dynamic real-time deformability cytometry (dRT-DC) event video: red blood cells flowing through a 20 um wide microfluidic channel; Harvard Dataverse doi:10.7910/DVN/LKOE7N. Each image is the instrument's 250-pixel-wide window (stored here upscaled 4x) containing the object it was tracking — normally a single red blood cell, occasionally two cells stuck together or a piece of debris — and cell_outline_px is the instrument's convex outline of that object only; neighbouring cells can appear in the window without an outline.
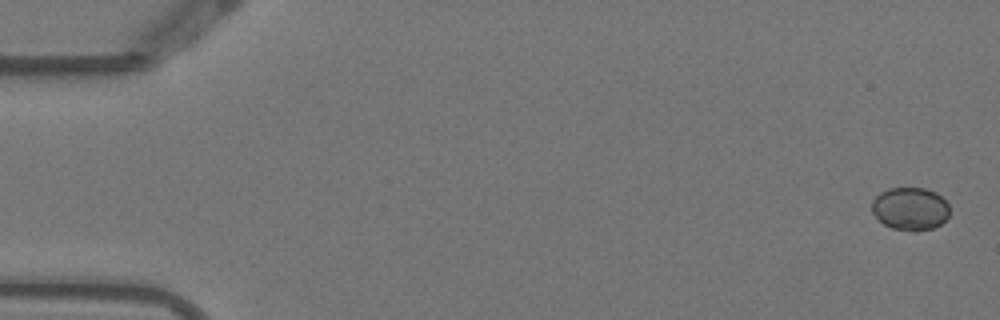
{"species": "Egyptian fruit bat (a non-hibernating species)", "species_latin": "Rousettus aegyptiacus", "temperature_condition": "warm", "stored_images_in_passage": 5, "camera_frame_rate_fps": 3000, "um_per_image_px": 0.085, "animal": {"sex": "female"}, "frame": {"image": 1, "passage_image": 1, "time_ms": 0.0, "image_size_px": [1000, 320], "cell_outline_px": [[948, 216], [940, 224], [932, 228], [892, 228], [884, 224], [872, 212], [872, 200], [880, 192], [888, 188], [924, 188], [936, 192], [948, 204]], "centroid_in_image_um": [77.34, 17.68], "position_along_channel_um": 7.7, "area_um2": 18.79}}